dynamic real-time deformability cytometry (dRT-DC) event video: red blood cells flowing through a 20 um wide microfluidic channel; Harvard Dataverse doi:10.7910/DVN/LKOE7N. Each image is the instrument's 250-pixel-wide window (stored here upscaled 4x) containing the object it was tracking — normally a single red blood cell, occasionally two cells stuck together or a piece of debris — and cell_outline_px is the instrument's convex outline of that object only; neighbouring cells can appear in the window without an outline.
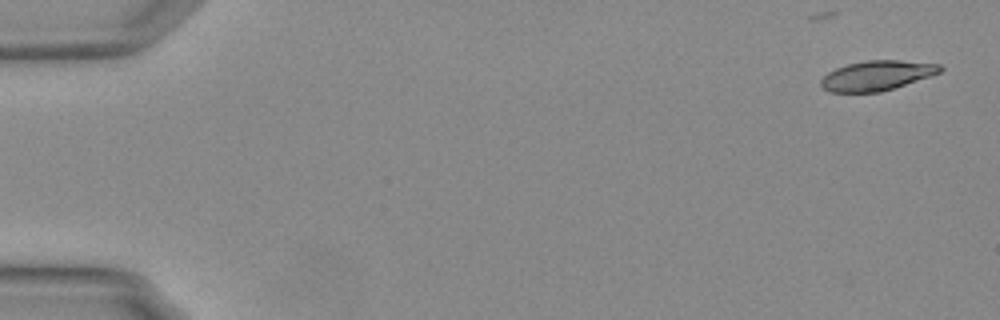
{"species": "Egyptian fruit bat (a non-hibernating species)", "species_latin": "Rousettus aegyptiacus", "temperature_condition": "warm", "stored_images_in_passage": 11, "camera_frame_rate_fps": 3000, "um_per_image_px": 0.085, "animal": {"sex": "female"}, "frame": {"image": 1, "passage_image": 2, "time_ms": 0.333, "image_size_px": [1000, 320], "cell_outline_px": [[944, 68], [940, 72], [932, 76], [880, 92], [828, 92], [820, 84], [820, 80], [828, 72], [836, 68], [848, 64], [868, 60], [900, 60], [940, 64]], "centroid_in_image_um": [74.55, 6.42], "position_along_channel_um": 10.5, "area_um2": 20.69}}